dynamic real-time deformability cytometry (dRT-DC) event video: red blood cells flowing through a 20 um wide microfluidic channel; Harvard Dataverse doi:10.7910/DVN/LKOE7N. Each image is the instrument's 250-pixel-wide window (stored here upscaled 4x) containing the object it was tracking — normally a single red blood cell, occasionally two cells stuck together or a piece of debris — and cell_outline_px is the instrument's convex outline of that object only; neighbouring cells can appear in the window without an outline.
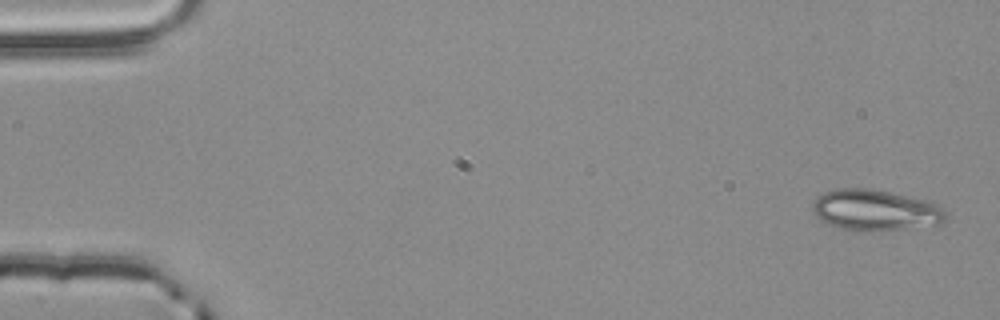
{"species": "common noctule bat (a hibernating species)", "species_latin": "Nyctalus noctula", "temperature_condition": "room temperature", "stored_images_in_passage": 3, "camera_frame_rate_fps": 3000, "um_per_image_px": 0.085, "animal": {"sex": "male", "body_mass_g": 20.4}, "frame": {"image": 1, "passage_image": 1, "time_ms": 0.0, "image_size_px": [1000, 320], "cell_outline_px": [[944, 220], [940, 224], [904, 228], [864, 232], [860, 232], [840, 228], [828, 224], [820, 220], [812, 212], [812, 204], [824, 192], [840, 188], [872, 188], [928, 200], [940, 204], [944, 212]], "centroid_in_image_um": [74.38, 17.86], "position_along_channel_um": 10.6, "area_um2": 31.91}}